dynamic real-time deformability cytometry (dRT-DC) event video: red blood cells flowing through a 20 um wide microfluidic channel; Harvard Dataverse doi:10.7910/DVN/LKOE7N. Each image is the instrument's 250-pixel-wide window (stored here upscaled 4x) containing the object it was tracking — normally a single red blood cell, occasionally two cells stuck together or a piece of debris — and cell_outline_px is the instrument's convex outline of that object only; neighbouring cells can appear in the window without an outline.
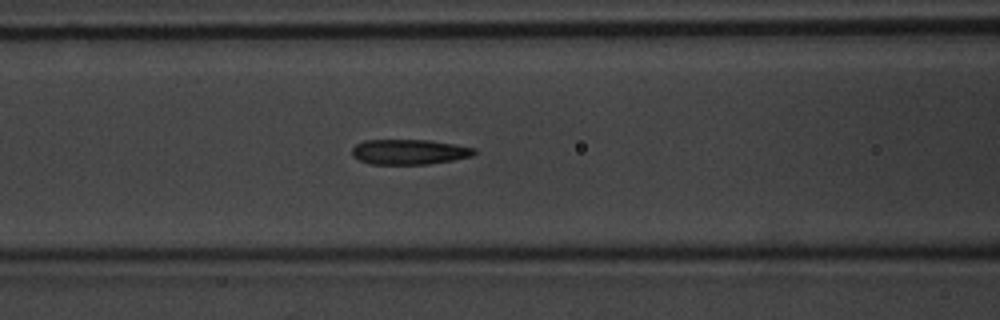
{"species": "common noctule bat (a hibernating species)", "species_latin": "Nyctalus noctula", "temperature_condition": "warm", "stored_images_in_passage": 43, "camera_frame_rate_fps": 3000, "um_per_image_px": 0.085, "animal": {"sex": "male", "body_mass_g": 20.1, "forearm_length_mm": 53.5}, "frame": {"image": 1, "passage_image": 19, "time_ms": 6.0, "image_size_px": [1000, 320], "cell_outline_px": [[476, 152], [472, 156], [452, 160], [428, 164], [368, 164], [352, 156], [352, 148], [356, 144], [364, 140], [428, 140], [476, 148]], "centroid_in_image_um": [34.76, 12.91], "position_along_channel_um": 131.8, "area_um2": 17.86}}